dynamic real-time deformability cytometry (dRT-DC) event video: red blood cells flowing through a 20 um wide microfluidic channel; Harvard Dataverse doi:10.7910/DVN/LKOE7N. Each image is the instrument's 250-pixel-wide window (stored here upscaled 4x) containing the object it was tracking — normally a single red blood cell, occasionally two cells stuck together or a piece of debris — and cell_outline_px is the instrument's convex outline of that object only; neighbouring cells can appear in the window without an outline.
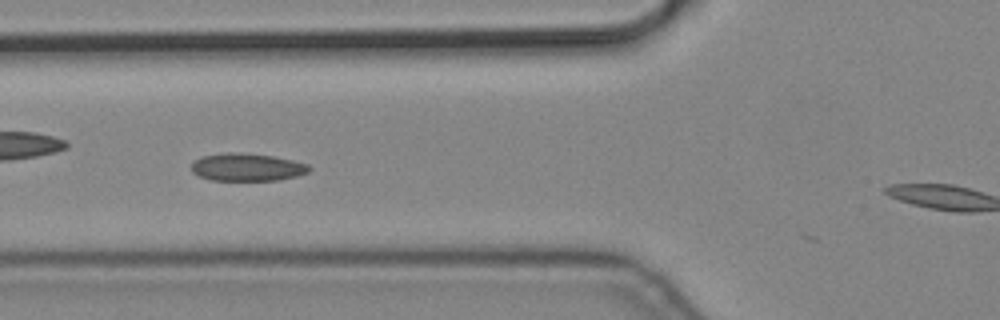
{"species": "common noctule bat (a hibernating species)", "species_latin": "Nyctalus noctula", "temperature_condition": "cold", "stored_images_in_passage": 19, "camera_frame_rate_fps": 3000, "um_per_image_px": 0.085, "animal": {"sex": "male", "body_mass_g": 19.2, "forearm_length_mm": 51.8}, "frame": {"image": 1, "passage_image": 7, "time_ms": 2.0, "image_size_px": [1000, 320], "cell_outline_px": [[312, 168], [308, 172], [296, 176], [280, 180], [212, 180], [200, 176], [192, 172], [192, 164], [196, 160], [204, 156], [228, 152], [240, 152], [272, 156], [292, 160], [308, 164]], "centroid_in_image_um": [21.03, 14.21], "position_along_channel_um": 104.8, "area_um2": 18.84}}
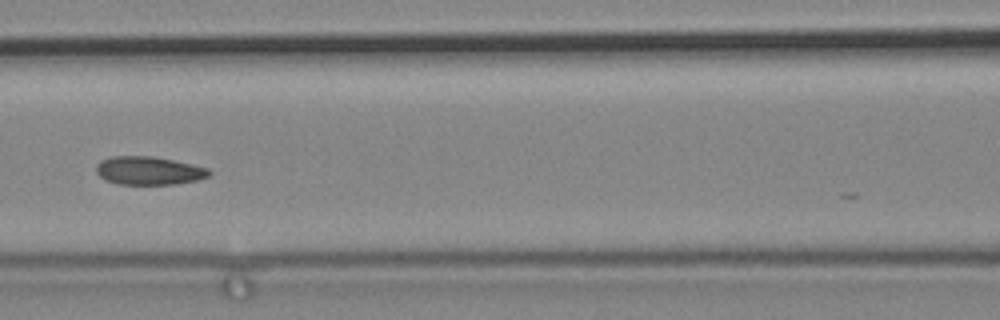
{"frame": {"image": 2, "passage_image": 8, "time_ms": 2.333, "image_size_px": [1000, 320], "cell_outline_px": [[212, 172], [208, 176], [196, 180], [176, 184], [116, 184], [104, 180], [96, 172], [96, 164], [100, 160], [112, 156], [152, 156], [172, 160], [208, 168]], "centroid_in_image_um": [12.6, 14.51], "position_along_channel_um": 154.0, "area_um2": 18.61}}